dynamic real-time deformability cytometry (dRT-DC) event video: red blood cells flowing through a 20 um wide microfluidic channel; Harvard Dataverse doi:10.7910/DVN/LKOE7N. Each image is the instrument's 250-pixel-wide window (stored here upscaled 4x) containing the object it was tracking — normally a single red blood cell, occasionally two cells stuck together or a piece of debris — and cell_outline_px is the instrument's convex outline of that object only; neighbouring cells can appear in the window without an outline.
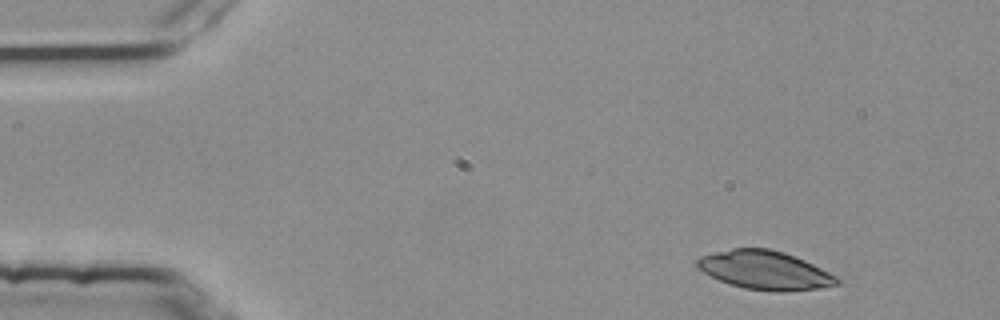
{"species": "common noctule bat (a hibernating species)", "species_latin": "Nyctalus noctula", "temperature_condition": "room temperature", "stored_images_in_passage": 3, "segment_of_instrument_passage": [1, 2], "camera_frame_rate_fps": 3000, "um_per_image_px": 0.085, "animal": {"sex": "female", "body_mass_g": 25.1}, "frame": {"image": 1, "passage_image": 1, "time_ms": 0.0, "image_size_px": [1000, 320], "cell_outline_px": [[840, 284], [820, 288], [744, 288], [728, 284], [696, 268], [696, 260], [700, 256], [712, 252], [732, 248], [768, 248], [784, 252], [804, 260], [836, 276], [840, 280]], "centroid_in_image_um": [64.93, 22.9], "position_along_channel_um": 20.1, "area_um2": 30.35}}